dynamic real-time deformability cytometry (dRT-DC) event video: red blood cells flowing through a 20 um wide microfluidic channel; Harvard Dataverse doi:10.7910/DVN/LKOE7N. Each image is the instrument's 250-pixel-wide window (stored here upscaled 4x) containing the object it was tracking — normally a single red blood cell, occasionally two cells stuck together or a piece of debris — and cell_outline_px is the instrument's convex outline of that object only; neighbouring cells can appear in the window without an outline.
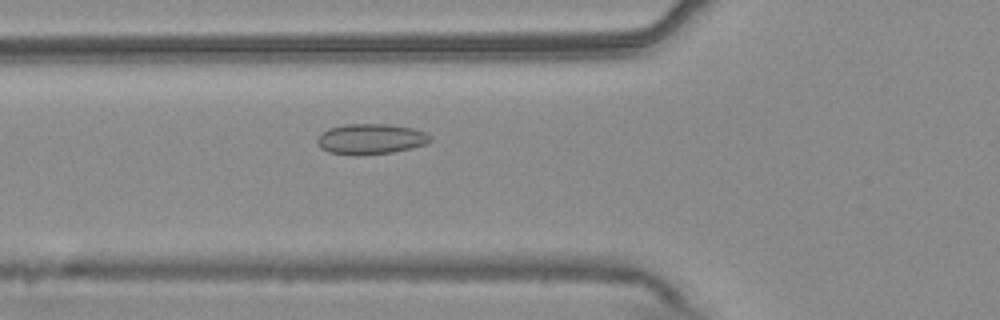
{"species": "common noctule bat (a hibernating species)", "species_latin": "Nyctalus noctula", "temperature_condition": "warm", "stored_images_in_passage": 38, "camera_frame_rate_fps": 3000, "um_per_image_px": 0.085, "animal": {"sex": "male", "body_mass_g": 20.4}, "frame": {"image": 1, "passage_image": 5, "time_ms": 1.333, "image_size_px": [1000, 320], "cell_outline_px": [[432, 140], [428, 144], [412, 148], [392, 152], [364, 156], [352, 156], [328, 152], [320, 148], [316, 140], [328, 128], [344, 124], [388, 124], [412, 128], [428, 132], [432, 136]], "centroid_in_image_um": [31.55, 11.83], "position_along_channel_um": 94.3, "area_um2": 20.52}}
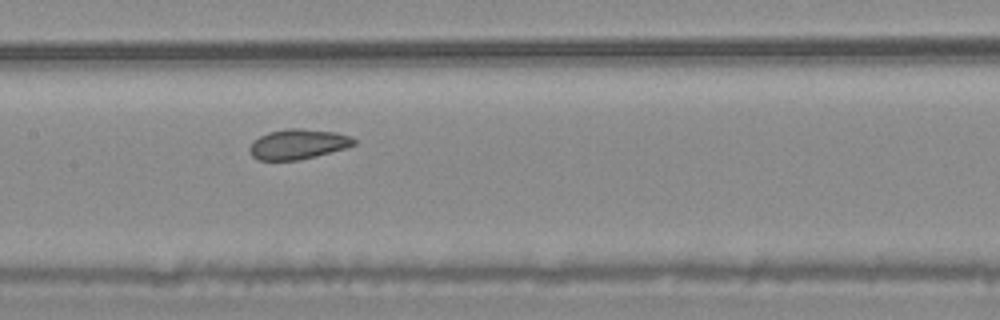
{"frame": {"image": 2, "passage_image": 12, "time_ms": 3.667, "image_size_px": [1000, 320], "cell_outline_px": [[356, 144], [344, 148], [316, 156], [296, 160], [256, 160], [252, 156], [248, 148], [252, 140], [268, 132], [288, 128], [300, 128], [336, 132], [352, 136], [356, 140]], "centroid_in_image_um": [25.3, 12.24], "position_along_channel_um": 182.1, "area_um2": 18.38}}
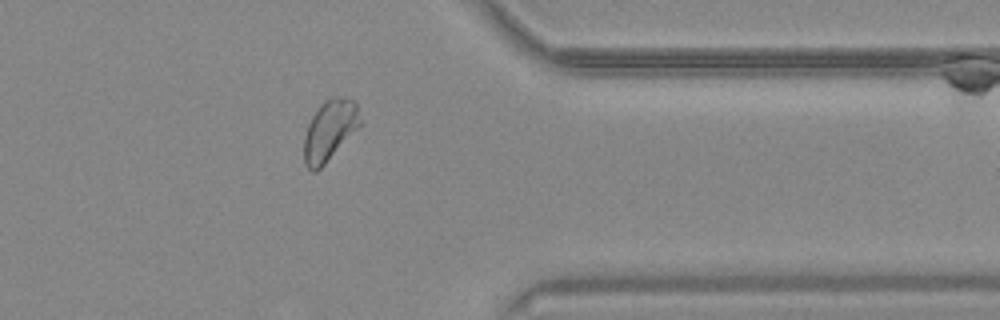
{"frame": {"image": 3, "passage_image": 29, "time_ms": 9.333, "image_size_px": [1000, 320], "cell_outline_px": [[360, 124], [324, 164], [316, 172], [312, 172], [304, 164], [304, 136], [308, 124], [312, 116], [320, 104], [324, 100], [332, 96], [336, 96], [352, 100], [356, 104], [360, 120]], "centroid_in_image_um": [27.96, 11.07], "position_along_channel_um": 383.4, "area_um2": 19.36}}